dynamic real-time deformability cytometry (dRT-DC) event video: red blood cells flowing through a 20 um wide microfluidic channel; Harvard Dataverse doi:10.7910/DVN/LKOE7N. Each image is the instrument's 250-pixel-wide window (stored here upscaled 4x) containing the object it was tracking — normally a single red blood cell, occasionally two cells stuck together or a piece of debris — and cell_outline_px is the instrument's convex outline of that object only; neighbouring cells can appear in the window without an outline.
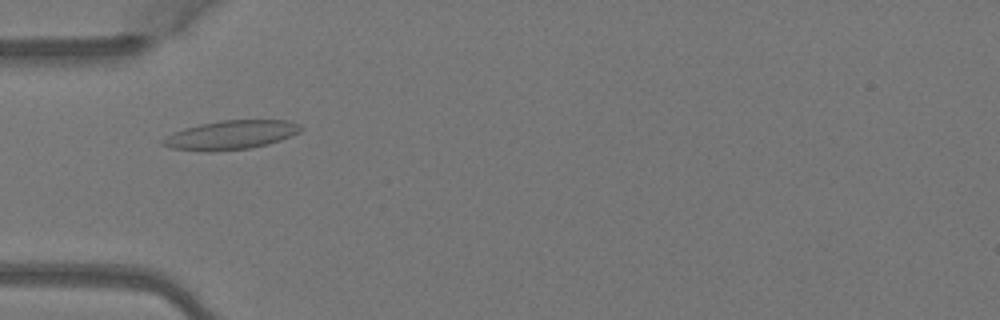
{"species": "Egyptian fruit bat (a non-hibernating species)", "species_latin": "Rousettus aegyptiacus", "temperature_condition": "warm", "stored_images_in_passage": 7, "camera_frame_rate_fps": 3000, "um_per_image_px": 0.085, "animal": {"sex": "female"}, "frame": {"image": 1, "passage_image": 4, "time_ms": 1.0, "image_size_px": [1000, 320], "cell_outline_px": [[304, 128], [300, 132], [292, 136], [268, 144], [248, 148], [212, 152], [204, 152], [172, 148], [160, 144], [160, 140], [172, 132], [184, 128], [200, 124], [220, 120], [288, 120], [300, 124]], "centroid_in_image_um": [19.61, 11.47], "position_along_channel_um": 65.4, "area_um2": 23.58}}
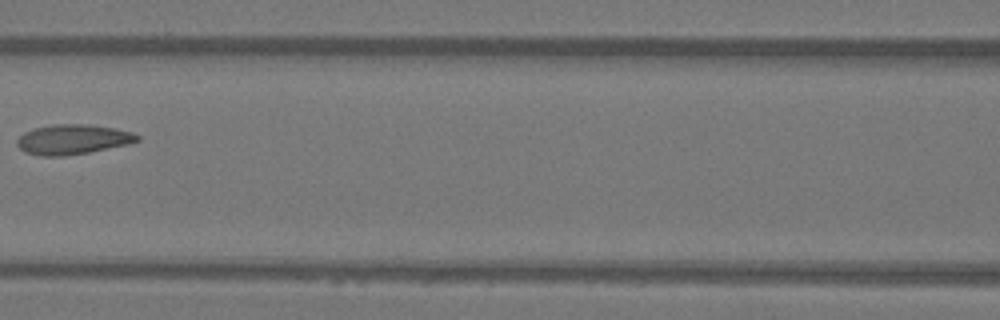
{"frame": {"image": 2, "passage_image": 6, "time_ms": 1.667, "image_size_px": [1000, 320], "cell_outline_px": [[140, 140], [128, 144], [88, 152], [64, 156], [40, 156], [24, 152], [16, 144], [16, 140], [24, 132], [36, 128], [52, 124], [88, 124], [116, 128], [132, 132], [140, 136]], "centroid_in_image_um": [6.18, 11.84], "position_along_channel_um": 160.4, "area_um2": 20.98}}
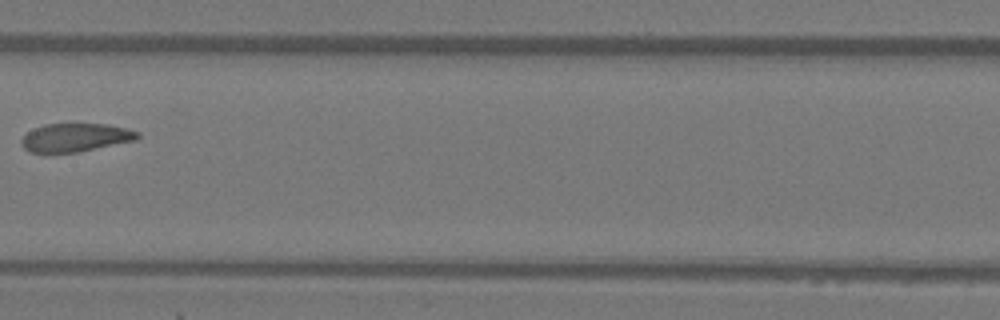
{"frame": {"image": 3, "passage_image": 7, "time_ms": 2.0, "image_size_px": [1000, 320], "cell_outline_px": [[140, 136], [136, 140], [76, 152], [28, 152], [20, 144], [20, 140], [28, 132], [44, 124], [108, 124], [140, 132]], "centroid_in_image_um": [6.4, 11.68], "position_along_channel_um": 201.0, "area_um2": 18.96}}